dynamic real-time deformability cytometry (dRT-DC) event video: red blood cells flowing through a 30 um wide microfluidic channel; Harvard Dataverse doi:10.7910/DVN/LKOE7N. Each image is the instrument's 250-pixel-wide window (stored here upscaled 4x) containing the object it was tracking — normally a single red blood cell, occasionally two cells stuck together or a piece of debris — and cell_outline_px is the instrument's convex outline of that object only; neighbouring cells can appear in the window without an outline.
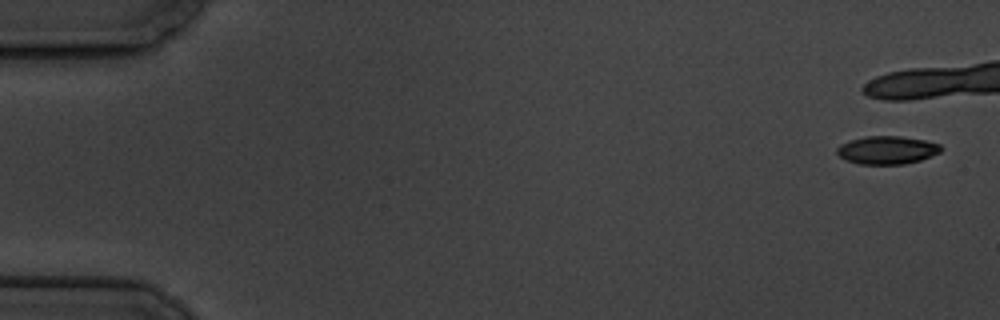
{"species": "common noctule bat (a hibernating species)", "species_latin": "Nyctalus noctula", "temperature_condition": "cold", "stored_images_in_passage": 10, "camera_frame_rate_fps": 3000, "um_per_image_px": 0.085, "animal": {"sex": "male", "body_mass_g": 19.5, "forearm_length_mm": 54.6}, "frame": {"image": 1, "passage_image": 1, "time_ms": 0.0, "image_size_px": [1000, 320], "cell_outline_px": [[944, 148], [940, 152], [920, 160], [904, 164], [860, 164], [844, 160], [836, 152], [836, 148], [840, 144], [864, 136], [900, 136], [924, 140], [940, 144]], "centroid_in_image_um": [75.39, 12.75], "position_along_channel_um": 9.6, "area_um2": 17.05}}